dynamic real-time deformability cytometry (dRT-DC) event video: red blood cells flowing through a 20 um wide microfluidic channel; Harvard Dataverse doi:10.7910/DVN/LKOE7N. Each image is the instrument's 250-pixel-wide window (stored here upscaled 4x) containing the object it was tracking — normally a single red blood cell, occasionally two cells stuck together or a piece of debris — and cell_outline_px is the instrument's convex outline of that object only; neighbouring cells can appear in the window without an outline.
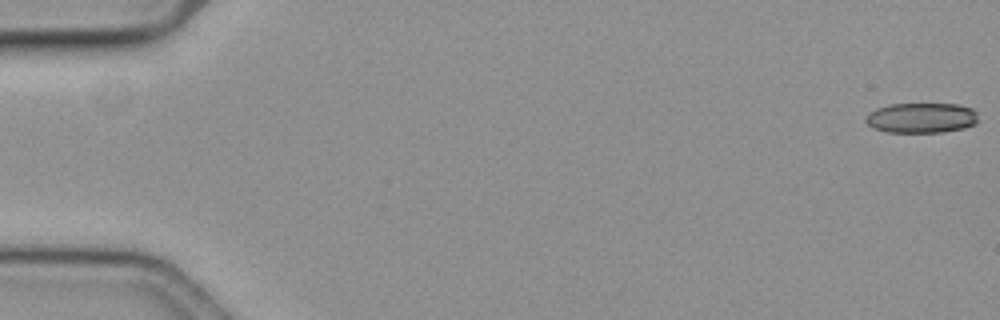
{"species": "common noctule bat (a hibernating species)", "species_latin": "Nyctalus noctula", "temperature_condition": "cold", "stored_images_in_passage": 12, "camera_frame_rate_fps": 3000, "um_per_image_px": 0.085, "animal": {"sex": "female", "body_mass_g": 19.3, "forearm_length_mm": 54.1}, "frame": {"image": 1, "passage_image": 1, "time_ms": 0.0, "image_size_px": [1000, 320], "cell_outline_px": [[980, 120], [976, 124], [964, 128], [944, 132], [888, 132], [872, 128], [864, 120], [868, 112], [876, 108], [888, 104], [956, 104], [972, 108], [976, 112]], "centroid_in_image_um": [78.32, 10.02], "position_along_channel_um": 6.7, "area_um2": 20.06}}